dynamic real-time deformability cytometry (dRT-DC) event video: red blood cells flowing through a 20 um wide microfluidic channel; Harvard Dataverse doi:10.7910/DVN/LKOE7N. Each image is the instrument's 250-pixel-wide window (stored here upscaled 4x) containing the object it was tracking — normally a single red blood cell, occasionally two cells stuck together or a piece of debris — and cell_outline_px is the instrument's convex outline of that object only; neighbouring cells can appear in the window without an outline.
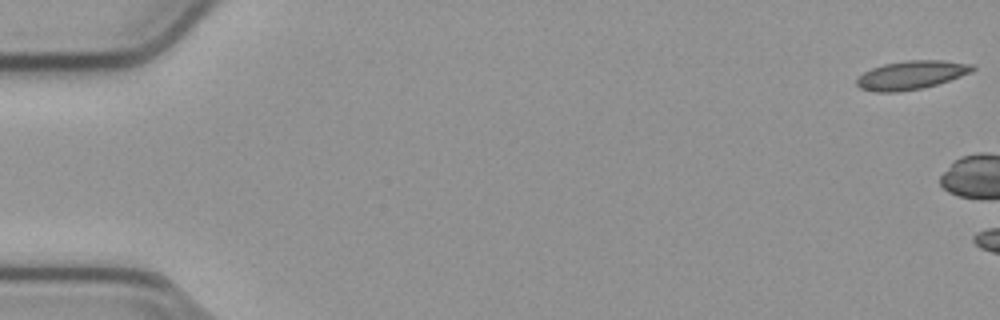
{"species": "common noctule bat (a hibernating species)", "species_latin": "Nyctalus noctula", "temperature_condition": "cold", "stored_images_in_passage": 4, "camera_frame_rate_fps": 3000, "um_per_image_px": 0.085, "animal": {"sex": "male", "body_mass_g": 23.1, "forearm_length_mm": 52.7}, "frame": {"image": 1, "passage_image": 1, "time_ms": 0.0, "image_size_px": [1000, 320], "cell_outline_px": [[976, 68], [972, 72], [924, 88], [896, 92], [876, 92], [860, 88], [856, 84], [856, 80], [864, 72], [872, 68], [884, 64], [908, 60], [944, 60], [972, 64]], "centroid_in_image_um": [77.46, 6.38], "position_along_channel_um": 7.5, "area_um2": 19.19}}